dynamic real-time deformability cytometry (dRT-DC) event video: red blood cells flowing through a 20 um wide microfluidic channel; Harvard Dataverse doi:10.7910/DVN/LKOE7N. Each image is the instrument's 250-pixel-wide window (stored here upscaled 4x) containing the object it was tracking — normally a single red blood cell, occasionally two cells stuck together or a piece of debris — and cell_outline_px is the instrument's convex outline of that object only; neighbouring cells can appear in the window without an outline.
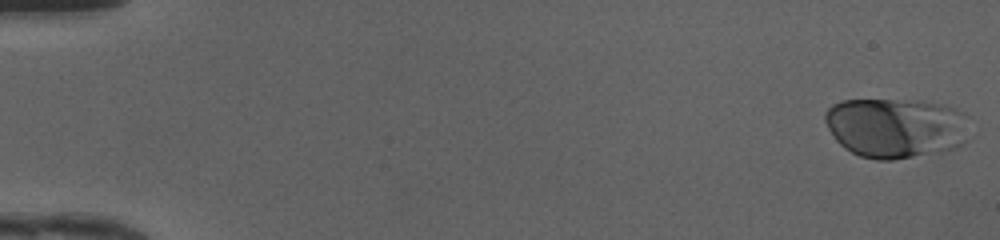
{"species": "human", "species_latin": "Homo sapiens", "temperature_condition": "cold", "stored_images_in_passage": 49, "camera_frame_rate_fps": 3000, "um_per_image_px": 0.085, "donor": {"sex": "female"}, "frame": {"image": 1, "passage_image": 1, "time_ms": 0.0, "image_size_px": [1000, 240], "cell_outline_px": [[972, 116], [964, 140], [960, 144], [952, 148], [936, 152], [892, 160], [876, 160], [860, 156], [844, 148], [836, 140], [828, 128], [824, 120], [824, 112], [832, 104], [840, 100], [892, 100], [940, 104], [956, 108]], "centroid_in_image_um": [76.13, 10.85], "position_along_channel_um": 8.9, "area_um2": 50.58}}
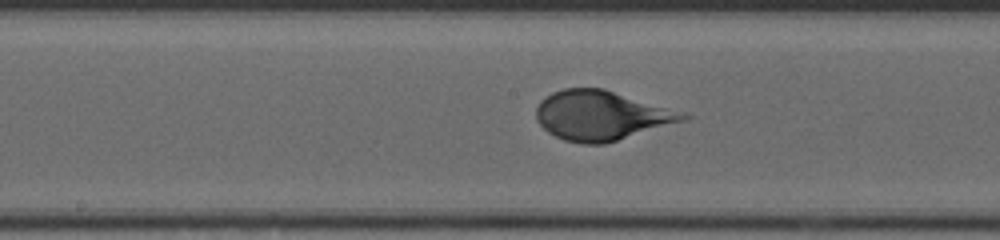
{"frame": {"image": 2, "passage_image": 26, "time_ms": 8.333, "image_size_px": [1000, 240], "cell_outline_px": [[692, 116], [684, 120], [604, 144], [580, 144], [564, 140], [548, 132], [536, 120], [536, 108], [540, 100], [552, 92], [564, 88], [604, 88], [684, 112]], "centroid_in_image_um": [51.08, 9.81], "position_along_channel_um": 197.1, "area_um2": 42.19}}
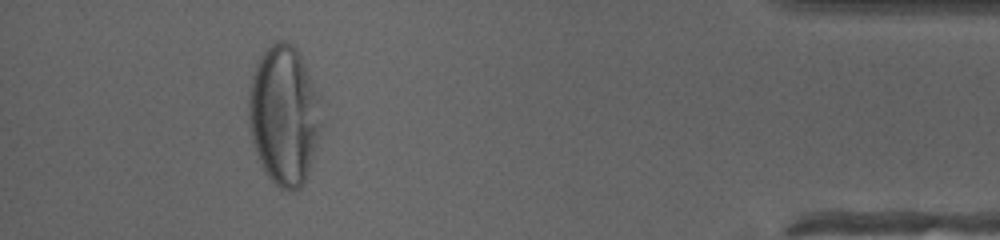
{"frame": {"image": 3, "passage_image": 45, "time_ms": 14.667, "image_size_px": [1000, 240], "cell_outline_px": [[320, 132], [308, 172], [304, 184], [300, 188], [288, 192], [280, 188], [264, 172], [256, 156], [252, 144], [248, 128], [248, 92], [252, 76], [256, 64], [260, 56], [276, 40], [284, 40], [292, 44], [300, 52], [320, 96]], "centroid_in_image_um": [24.12, 9.8], "position_along_channel_um": 411.1, "area_um2": 59.77}, "authors_computed_cell_mechanics": {"area_um2": 46.5868, "velocity_mm_per_s": 4.1696, "shape_relaxation_time_tau1_ms": 3.4745, "shape_relaxation_time_tau2_ms": null, "deformation_change_tau1": 0.182, "deformation_change_tau2": null}}